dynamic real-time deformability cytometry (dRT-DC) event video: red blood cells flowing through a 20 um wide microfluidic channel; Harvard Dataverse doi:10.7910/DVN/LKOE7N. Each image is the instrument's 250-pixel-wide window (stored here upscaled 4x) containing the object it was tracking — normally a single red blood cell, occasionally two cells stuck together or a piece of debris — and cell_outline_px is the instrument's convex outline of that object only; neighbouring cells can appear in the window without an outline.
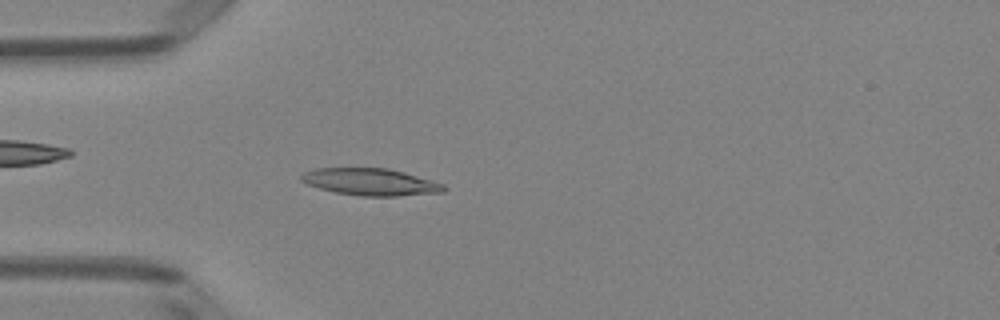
{"species": "Egyptian fruit bat (a non-hibernating species)", "species_latin": "Rousettus aegyptiacus", "temperature_condition": "room temperature", "stored_images_in_passage": 50, "camera_frame_rate_fps": 3000, "um_per_image_px": 0.085, "animal": {"sex": "female"}, "frame": {"image": 1, "passage_image": 14, "time_ms": 4.333, "image_size_px": [1000, 320], "cell_outline_px": [[448, 188], [444, 192], [400, 196], [360, 196], [336, 192], [320, 188], [308, 184], [300, 180], [300, 176], [304, 172], [316, 168], [388, 168], [404, 172], [432, 180], [444, 184]], "centroid_in_image_um": [31.53, 15.46], "position_along_channel_um": 53.5, "area_um2": 22.48}}
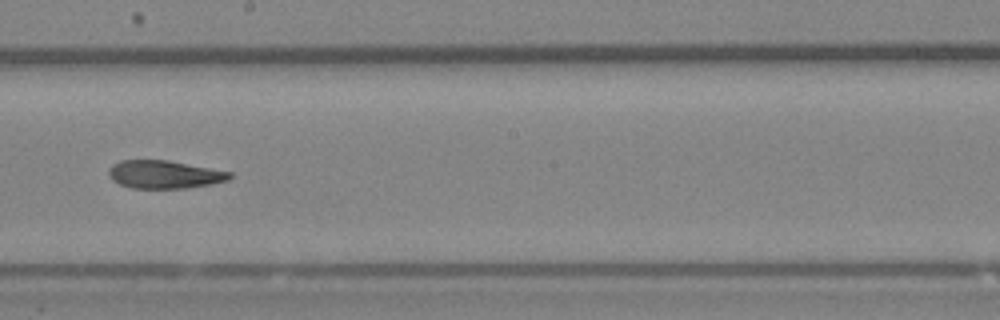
{"frame": {"image": 2, "passage_image": 28, "time_ms": 9.0, "image_size_px": [1000, 320], "cell_outline_px": [[232, 176], [228, 180], [212, 184], [188, 188], [132, 188], [120, 184], [112, 180], [108, 176], [108, 168], [112, 164], [120, 160], [168, 160], [232, 172]], "centroid_in_image_um": [13.95, 14.82], "position_along_channel_um": 234.2, "area_um2": 19.88}}
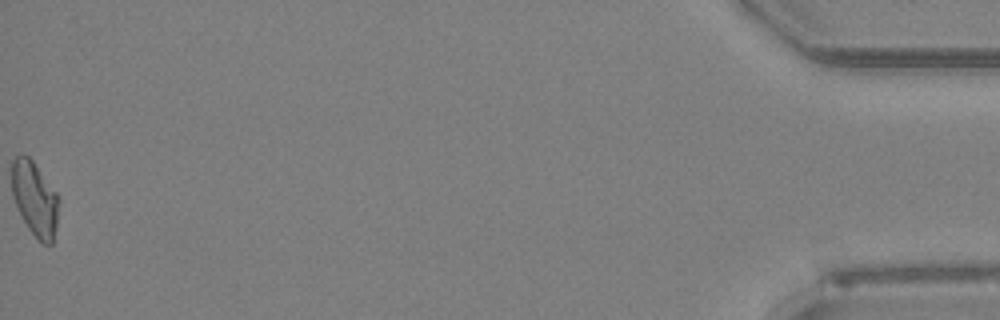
{"frame": {"image": 3, "passage_image": 50, "time_ms": 16.333, "image_size_px": [1000, 320], "cell_outline_px": [[60, 200], [56, 224], [52, 244], [44, 244], [28, 228], [12, 196], [12, 160], [16, 156], [28, 156], [32, 160], [60, 196]], "centroid_in_image_um": [2.98, 16.88], "position_along_channel_um": 432.2, "area_um2": 20.11}, "authors_computed_cell_mechanics": {"area_um2": 20.4901, "velocity_mm_per_s": 4.0538, "shape_relaxation_time_tau1_ms": null, "shape_relaxation_time_tau2_ms": 6.9325, "deformation_change_tau1": null, "deformation_change_tau2": 0.1514}}